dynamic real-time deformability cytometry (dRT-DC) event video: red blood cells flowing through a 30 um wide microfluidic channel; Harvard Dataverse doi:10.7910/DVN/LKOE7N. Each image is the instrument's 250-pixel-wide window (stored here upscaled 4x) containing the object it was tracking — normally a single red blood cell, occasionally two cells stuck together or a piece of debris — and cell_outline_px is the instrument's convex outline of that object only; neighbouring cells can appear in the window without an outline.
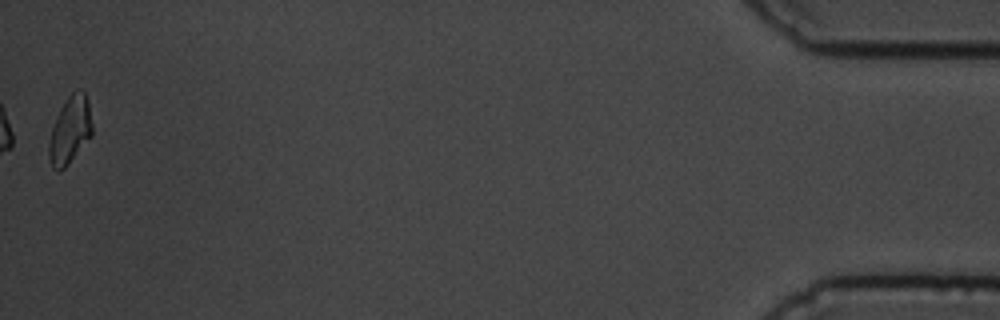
{"species": "common noctule bat (a hibernating species)", "species_latin": "Nyctalus noctula", "temperature_condition": "cold", "stored_images_in_passage": 13, "camera_frame_rate_fps": 3000, "um_per_image_px": 0.085, "animal": {"sex": "male", "body_mass_g": 19.5, "forearm_length_mm": 54.6}, "frame": {"image": 1, "passage_image": 13, "time_ms": 16.0, "image_size_px": [1000, 320], "cell_outline_px": [[92, 136], [68, 164], [64, 168], [52, 168], [48, 156], [48, 144], [52, 128], [56, 116], [60, 108], [68, 96], [72, 92], [84, 92], [88, 100], [92, 124]], "centroid_in_image_um": [5.95, 11.07], "position_along_channel_um": 429.3, "area_um2": 16.76}, "authors_computed_cell_mechanics": {"area_um2": 18.0336, "velocity_mm_per_s": 3.7556, "shape_relaxation_time_tau1_ms": 8.9125, "shape_relaxation_time_tau2_ms": null, "deformation_change_tau1": 0.2001, "deformation_change_tau2": null}}